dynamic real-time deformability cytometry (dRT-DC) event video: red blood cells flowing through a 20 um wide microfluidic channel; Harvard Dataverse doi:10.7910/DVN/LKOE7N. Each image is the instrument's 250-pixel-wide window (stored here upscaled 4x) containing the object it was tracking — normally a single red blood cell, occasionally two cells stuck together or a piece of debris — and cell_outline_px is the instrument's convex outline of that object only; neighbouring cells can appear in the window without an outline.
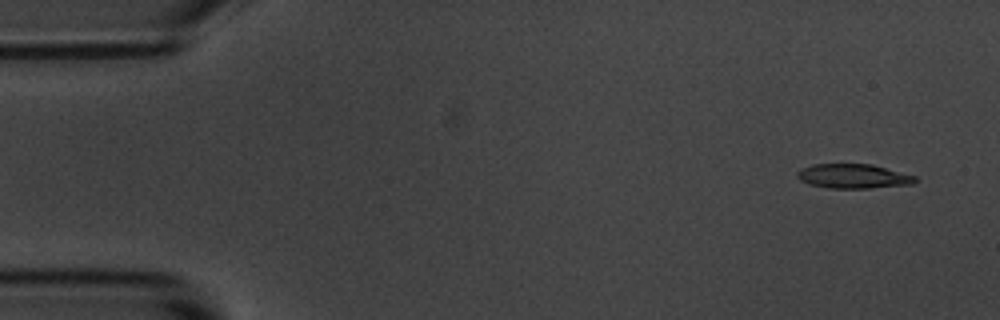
{"species": "common noctule bat (a hibernating species)", "species_latin": "Nyctalus noctula", "temperature_condition": "room temperature", "stored_images_in_passage": 4, "camera_frame_rate_fps": 3000, "um_per_image_px": 0.085, "animal": {"sex": "male", "body_mass_g": 20.1, "forearm_length_mm": 53.5}, "frame": {"image": 1, "passage_image": 1, "time_ms": 0.0, "image_size_px": [1000, 320], "cell_outline_px": [[916, 180], [912, 184], [868, 188], [828, 188], [812, 184], [800, 180], [796, 176], [796, 172], [812, 164], [872, 164], [916, 176]], "centroid_in_image_um": [72.53, 14.97], "position_along_channel_um": 12.5, "area_um2": 16.59}}
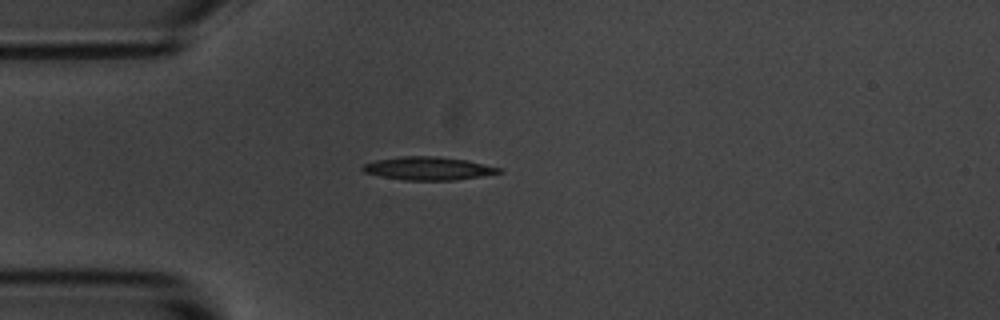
{"frame": {"image": 2, "passage_image": 4, "time_ms": 3.667, "image_size_px": [1000, 320], "cell_outline_px": [[504, 172], [456, 180], [404, 180], [364, 172], [360, 168], [360, 164], [376, 160], [400, 156], [436, 156], [464, 160], [500, 168]], "centroid_in_image_um": [36.34, 14.31], "position_along_channel_um": 48.7, "area_um2": 18.21}}